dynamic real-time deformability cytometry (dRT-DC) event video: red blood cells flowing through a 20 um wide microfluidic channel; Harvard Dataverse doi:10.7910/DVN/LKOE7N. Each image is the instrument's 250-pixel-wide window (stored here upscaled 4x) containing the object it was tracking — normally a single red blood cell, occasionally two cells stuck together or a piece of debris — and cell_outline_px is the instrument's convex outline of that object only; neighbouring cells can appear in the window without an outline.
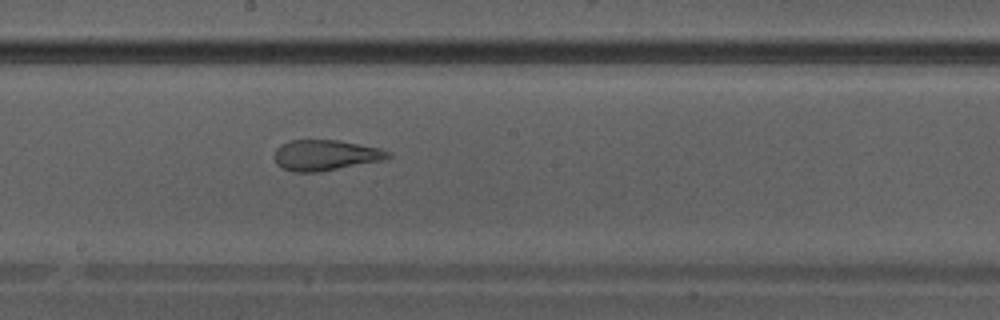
{"species": "Egyptian fruit bat (a non-hibernating species)", "species_latin": "Rousettus aegyptiacus", "temperature_condition": "warm", "stored_images_in_passage": 29, "camera_frame_rate_fps": 3000, "um_per_image_px": 0.085, "animal": {"sex": "male"}, "frame": {"image": 1, "passage_image": 13, "time_ms": 4.0, "image_size_px": [1000, 320], "cell_outline_px": [[392, 156], [380, 160], [320, 172], [292, 172], [276, 164], [272, 156], [276, 148], [280, 144], [288, 140], [340, 140], [380, 148], [388, 152]], "centroid_in_image_um": [27.58, 13.18], "position_along_channel_um": 220.6, "area_um2": 20.35}}